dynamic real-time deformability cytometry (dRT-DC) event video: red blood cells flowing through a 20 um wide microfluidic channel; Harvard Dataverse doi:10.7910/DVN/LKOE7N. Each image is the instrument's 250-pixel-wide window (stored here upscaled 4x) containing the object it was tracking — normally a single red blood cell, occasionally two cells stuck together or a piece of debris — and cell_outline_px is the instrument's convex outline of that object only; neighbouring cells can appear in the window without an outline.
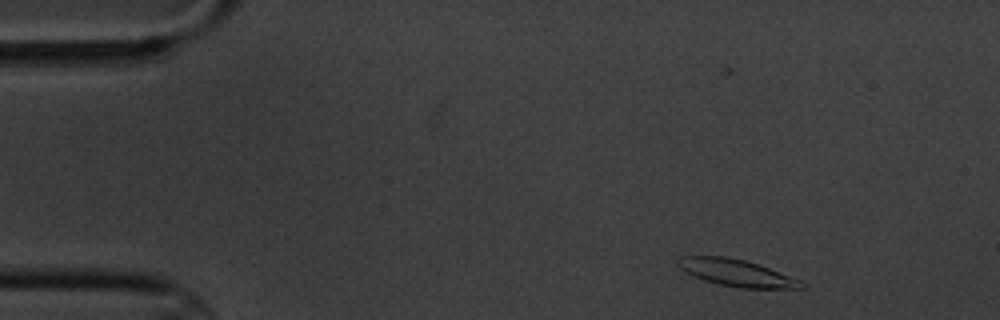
{"species": "common noctule bat (a hibernating species)", "species_latin": "Nyctalus noctula", "temperature_condition": "cold", "stored_images_in_passage": 6, "camera_frame_rate_fps": 3000, "um_per_image_px": 0.085, "animal": {"sex": "male", "body_mass_g": 20.1, "forearm_length_mm": 53.5}, "frame": {"image": 1, "passage_image": 1, "time_ms": 0.0, "image_size_px": [1000, 320], "cell_outline_px": [[808, 288], [740, 288], [720, 284], [704, 280], [692, 276], [684, 272], [676, 264], [676, 260], [680, 256], [728, 256], [744, 260], [768, 268], [800, 280]], "centroid_in_image_um": [62.54, 23.18], "position_along_channel_um": 22.5, "area_um2": 19.25}}
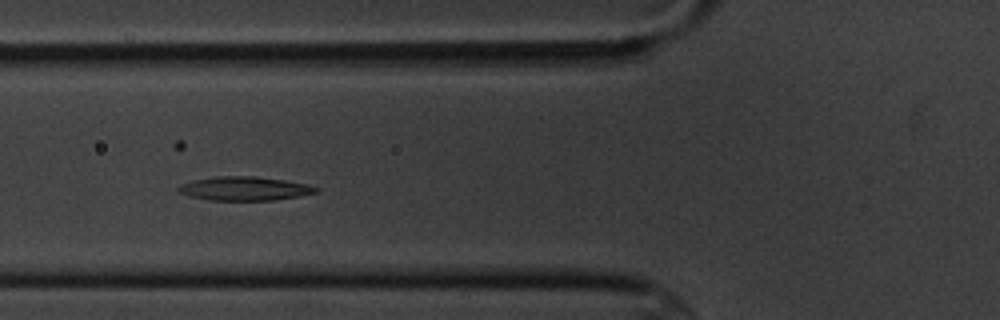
{"frame": {"image": 2, "passage_image": 5, "time_ms": 4.667, "image_size_px": [1000, 320], "cell_outline_px": [[320, 188], [316, 192], [300, 196], [276, 200], [208, 200], [188, 196], [180, 192], [176, 188], [180, 184], [196, 180], [216, 176], [252, 176], [284, 180], [308, 184]], "centroid_in_image_um": [20.79, 16.03], "position_along_channel_um": 105.0, "area_um2": 19.07}}
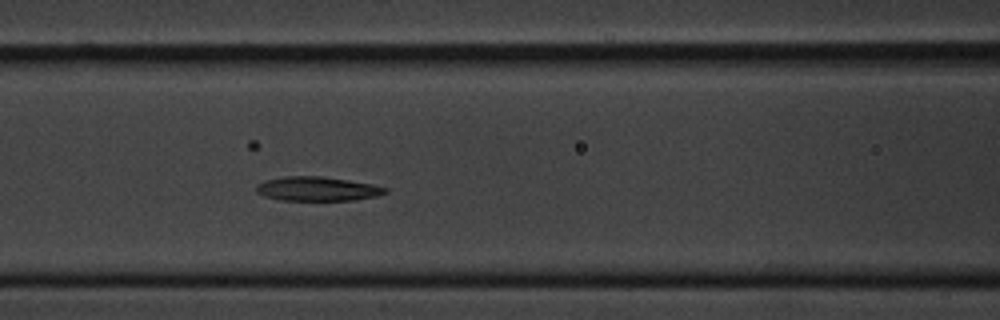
{"frame": {"image": 3, "passage_image": 6, "time_ms": 5.667, "image_size_px": [1000, 320], "cell_outline_px": [[388, 192], [376, 196], [356, 200], [280, 200], [264, 196], [256, 192], [256, 184], [264, 180], [284, 176], [320, 176], [348, 180], [372, 184], [388, 188]], "centroid_in_image_um": [26.95, 16.05], "position_along_channel_um": 139.6, "area_um2": 18.26}}